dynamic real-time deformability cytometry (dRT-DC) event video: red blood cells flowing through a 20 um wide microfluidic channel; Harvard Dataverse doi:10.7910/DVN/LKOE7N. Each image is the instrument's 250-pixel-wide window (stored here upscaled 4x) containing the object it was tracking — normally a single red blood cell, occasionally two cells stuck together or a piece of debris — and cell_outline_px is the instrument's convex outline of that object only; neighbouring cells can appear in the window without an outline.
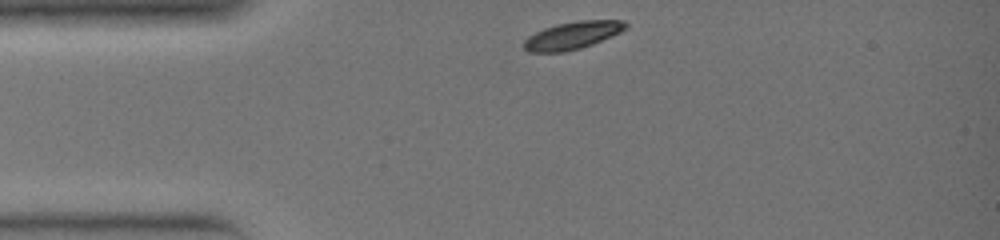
{"species": "common noctule bat (a hibernating species)", "species_latin": "Nyctalus noctula", "temperature_condition": "warm", "stored_images_in_passage": 24, "camera_frame_rate_fps": 3000, "um_per_image_px": 0.085, "animal": {"sex": "female", "body_mass_g": 19.0, "forearm_length_mm": 51.5}, "frame": {"image": 1, "passage_image": 1, "time_ms": 0.0, "image_size_px": [1000, 240], "cell_outline_px": [[628, 28], [612, 36], [592, 44], [580, 48], [564, 52], [528, 52], [520, 44], [528, 36], [544, 28], [556, 24], [580, 20], [624, 20], [628, 24]], "centroid_in_image_um": [48.65, 3.0], "position_along_channel_um": 36.4, "area_um2": 16.47}}
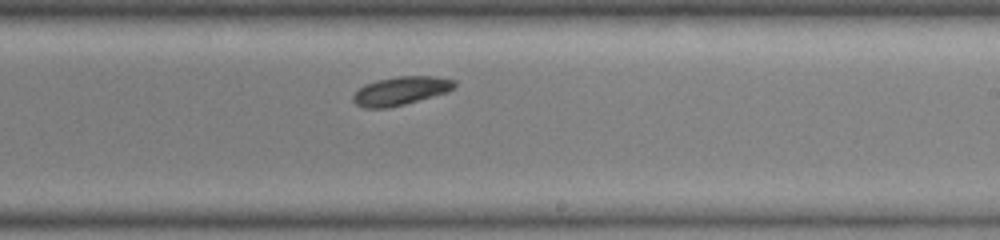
{"frame": {"image": 2, "passage_image": 15, "time_ms": 4.667, "image_size_px": [1000, 240], "cell_outline_px": [[456, 84], [448, 92], [404, 104], [388, 108], [364, 108], [356, 104], [352, 100], [352, 96], [364, 84], [376, 80], [396, 76], [436, 76], [456, 80]], "centroid_in_image_um": [34.06, 7.71], "position_along_channel_um": 254.9, "area_um2": 16.88}}
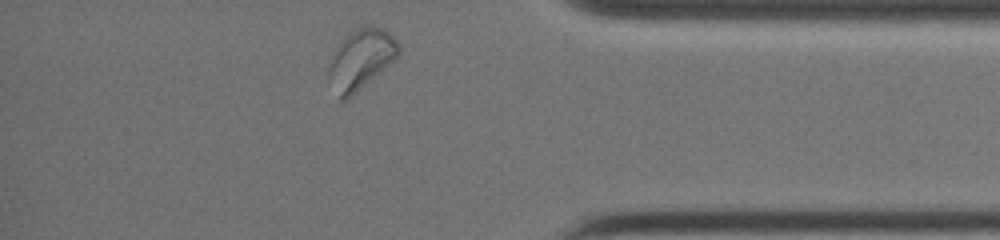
{"frame": {"image": 3, "passage_image": 24, "time_ms": 7.667, "image_size_px": [1000, 240], "cell_outline_px": [[400, 52], [396, 56], [344, 100], [340, 100], [328, 80], [328, 68], [336, 48], [340, 40], [348, 32], [356, 28], [368, 24], [372, 24], [388, 32], [400, 44]], "centroid_in_image_um": [30.63, 4.95], "position_along_channel_um": 404.6, "area_um2": 23.64}}